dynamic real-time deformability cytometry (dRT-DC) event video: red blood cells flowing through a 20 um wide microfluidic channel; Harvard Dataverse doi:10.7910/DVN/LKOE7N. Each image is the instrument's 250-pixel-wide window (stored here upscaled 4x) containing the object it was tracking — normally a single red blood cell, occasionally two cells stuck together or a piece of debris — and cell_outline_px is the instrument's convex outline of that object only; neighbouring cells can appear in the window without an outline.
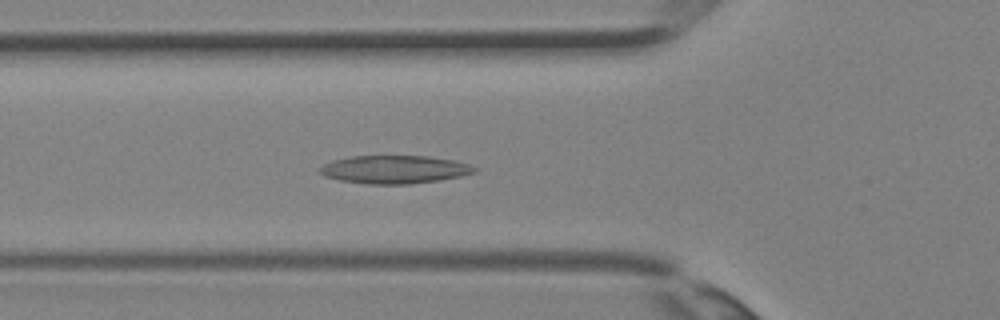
{"species": "Egyptian fruit bat (a non-hibernating species)", "species_latin": "Rousettus aegyptiacus", "temperature_condition": "room temperature", "stored_images_in_passage": 35, "camera_frame_rate_fps": 3000, "um_per_image_px": 0.085, "animal": {"sex": "female"}, "frame": {"image": 1, "passage_image": 12, "time_ms": 3.667, "image_size_px": [1000, 320], "cell_outline_px": [[480, 168], [476, 172], [460, 176], [436, 180], [408, 184], [368, 184], [340, 180], [324, 176], [320, 172], [320, 168], [324, 164], [332, 160], [352, 156], [428, 156], [452, 160], [468, 164]], "centroid_in_image_um": [33.53, 14.4], "position_along_channel_um": 92.3, "area_um2": 25.14}}
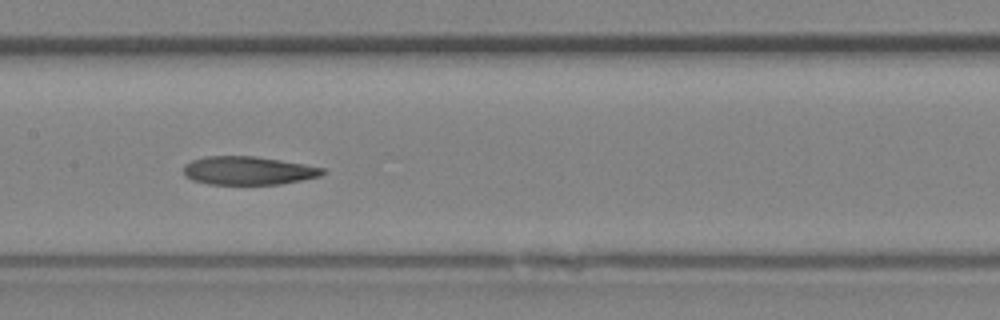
{"frame": {"image": 2, "passage_image": 17, "time_ms": 5.333, "image_size_px": [1000, 320], "cell_outline_px": [[328, 172], [320, 176], [280, 184], [208, 184], [192, 180], [184, 172], [184, 164], [192, 160], [204, 156], [256, 156], [304, 164], [324, 168]], "centroid_in_image_um": [21.11, 14.49], "position_along_channel_um": 186.3, "area_um2": 22.95}}
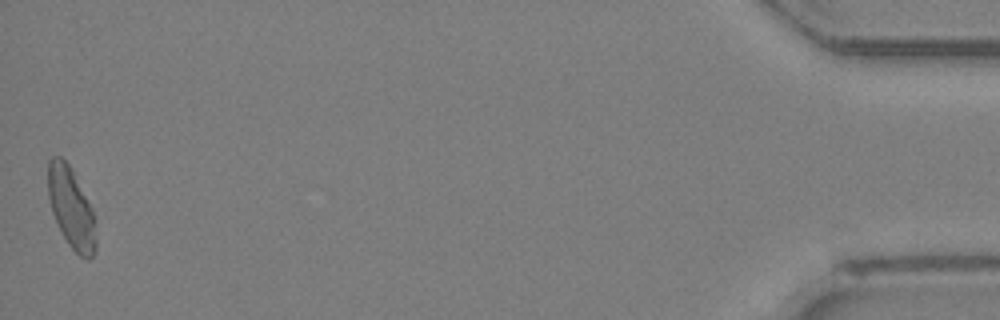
{"frame": {"image": 3, "passage_image": 35, "time_ms": 11.333, "image_size_px": [1000, 320], "cell_outline_px": [[96, 252], [88, 260], [80, 256], [68, 244], [52, 212], [48, 196], [48, 160], [52, 156], [60, 156], [68, 164], [92, 208], [96, 240]], "centroid_in_image_um": [6.05, 17.69], "position_along_channel_um": 429.2, "area_um2": 22.08}}